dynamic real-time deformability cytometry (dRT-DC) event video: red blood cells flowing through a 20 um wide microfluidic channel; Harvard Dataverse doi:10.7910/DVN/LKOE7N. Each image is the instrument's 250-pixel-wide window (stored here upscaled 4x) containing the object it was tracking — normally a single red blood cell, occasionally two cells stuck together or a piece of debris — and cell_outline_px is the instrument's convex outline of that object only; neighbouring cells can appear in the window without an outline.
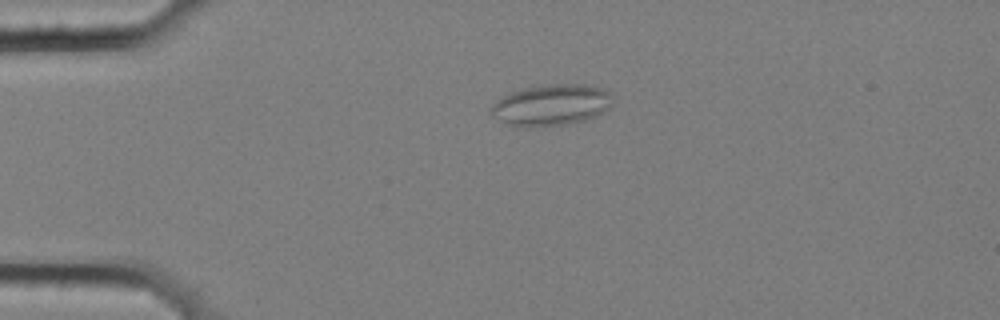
{"species": "common noctule bat (a hibernating species)", "species_latin": "Nyctalus noctula", "temperature_condition": "cold", "stored_images_in_passage": 5, "camera_frame_rate_fps": 3000, "um_per_image_px": 0.085, "animal": {"sex": "female", "body_mass_g": 25.1}, "frame": {"image": 1, "passage_image": 4, "time_ms": 1.0, "image_size_px": [1000, 320], "cell_outline_px": [[612, 92], [608, 108], [604, 112], [596, 116], [584, 120], [564, 124], [524, 128], [504, 124], [492, 116], [488, 112], [492, 104], [500, 96], [524, 88], [540, 84], [588, 84], [604, 88]], "centroid_in_image_um": [46.8, 8.92], "position_along_channel_um": 38.2, "area_um2": 29.77}}